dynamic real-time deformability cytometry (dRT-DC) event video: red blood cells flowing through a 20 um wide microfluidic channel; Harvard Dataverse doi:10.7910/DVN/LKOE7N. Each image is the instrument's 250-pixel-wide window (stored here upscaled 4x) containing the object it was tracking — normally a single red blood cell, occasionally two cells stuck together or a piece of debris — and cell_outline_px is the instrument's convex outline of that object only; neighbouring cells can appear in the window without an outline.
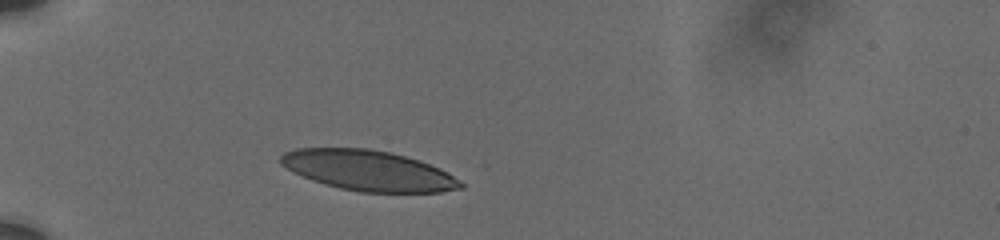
{"species": "human", "species_latin": "Homo sapiens", "temperature_condition": "cold", "stored_images_in_passage": 16, "camera_frame_rate_fps": 3000, "um_per_image_px": 0.085, "donor": {"sex": "male"}, "frame": {"image": 1, "passage_image": 1, "time_ms": 0.0, "image_size_px": [1000, 240], "cell_outline_px": [[464, 188], [440, 192], [360, 192], [340, 188], [312, 180], [292, 172], [280, 164], [280, 156], [284, 152], [296, 148], [368, 148], [388, 152], [420, 160], [460, 180], [464, 184]], "centroid_in_image_um": [31.26, 14.49], "position_along_channel_um": 53.7, "area_um2": 42.02}}
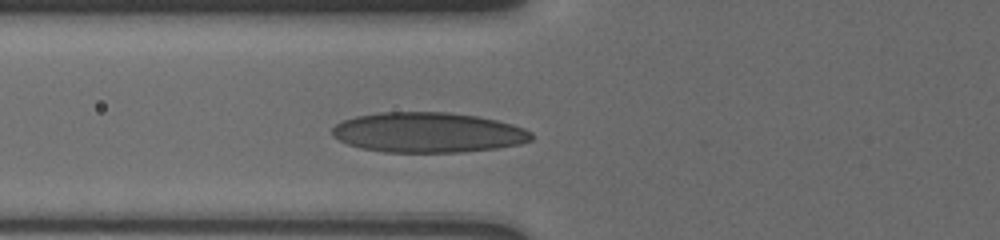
{"frame": {"image": 2, "passage_image": 12, "time_ms": 1.667, "image_size_px": [1000, 240], "cell_outline_px": [[532, 140], [520, 144], [496, 148], [460, 152], [384, 152], [360, 148], [348, 144], [332, 136], [332, 128], [336, 124], [344, 120], [356, 116], [380, 112], [448, 112], [476, 116], [496, 120], [512, 124], [524, 128], [532, 132]], "centroid_in_image_um": [36.38, 11.26], "position_along_channel_um": 89.4, "area_um2": 46.59}}